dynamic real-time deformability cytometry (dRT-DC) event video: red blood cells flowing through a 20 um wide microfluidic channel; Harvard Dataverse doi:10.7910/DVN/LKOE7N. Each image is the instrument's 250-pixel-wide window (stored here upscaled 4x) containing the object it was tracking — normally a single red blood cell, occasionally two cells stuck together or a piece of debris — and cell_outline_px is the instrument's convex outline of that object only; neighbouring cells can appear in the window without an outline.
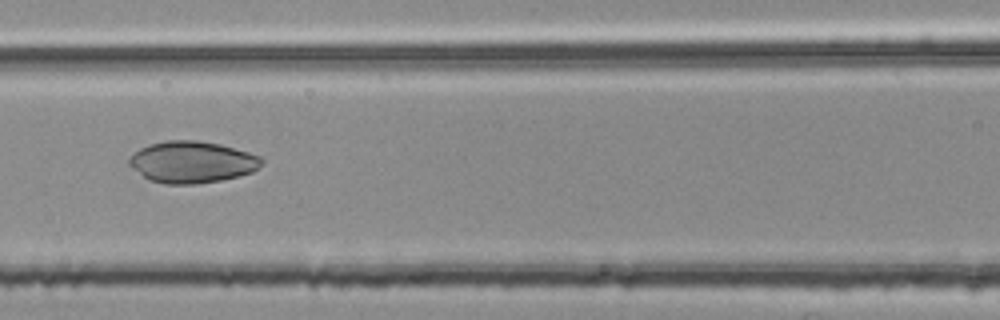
{"species": "common noctule bat (a hibernating species)", "species_latin": "Nyctalus noctula", "temperature_condition": "room temperature", "stored_images_in_passage": 5, "camera_frame_rate_fps": 3000, "um_per_image_px": 0.085, "animal": {"sex": "female", "body_mass_g": 25.1}, "frame": {"image": 1, "passage_image": 4, "time_ms": 1.0, "image_size_px": [1000, 320], "cell_outline_px": [[264, 160], [252, 172], [220, 180], [192, 184], [164, 184], [148, 180], [132, 168], [128, 164], [128, 156], [140, 148], [148, 144], [164, 140], [196, 140], [220, 144], [248, 152], [260, 156]], "centroid_in_image_um": [16.25, 13.76], "position_along_channel_um": 150.3, "area_um2": 32.19}}
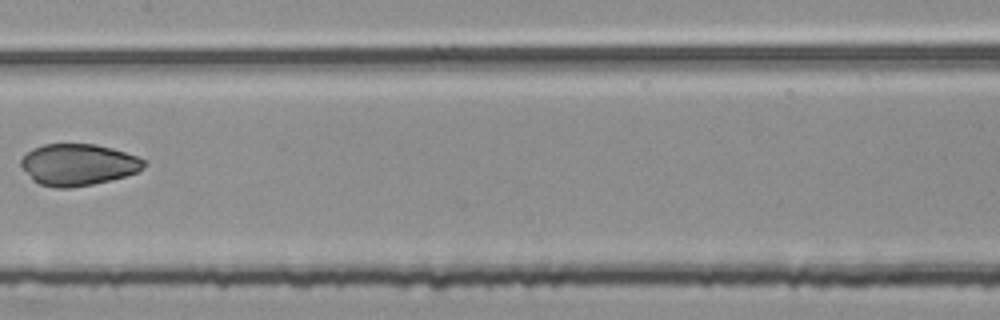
{"frame": {"image": 2, "passage_image": 5, "time_ms": 1.333, "image_size_px": [1000, 320], "cell_outline_px": [[148, 164], [144, 168], [136, 172], [124, 176], [92, 184], [68, 188], [56, 188], [40, 184], [32, 180], [20, 164], [20, 160], [32, 148], [44, 144], [96, 144], [112, 148], [136, 156], [144, 160]], "centroid_in_image_um": [6.63, 13.99], "position_along_channel_um": 200.8, "area_um2": 29.65}}